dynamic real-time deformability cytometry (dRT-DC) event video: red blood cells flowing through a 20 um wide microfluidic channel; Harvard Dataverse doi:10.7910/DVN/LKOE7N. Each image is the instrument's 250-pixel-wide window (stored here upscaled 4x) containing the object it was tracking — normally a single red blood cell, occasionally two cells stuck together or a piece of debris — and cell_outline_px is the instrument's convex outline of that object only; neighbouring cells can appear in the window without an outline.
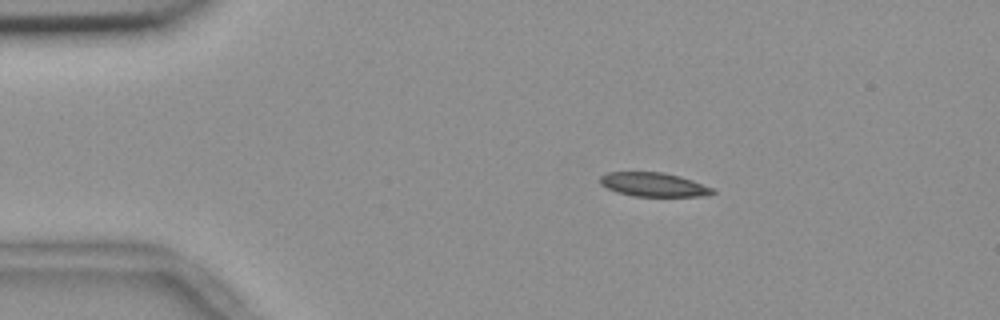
{"species": "common noctule bat (a hibernating species)", "species_latin": "Nyctalus noctula", "temperature_condition": "room temperature", "stored_images_in_passage": 6, "camera_frame_rate_fps": 3000, "um_per_image_px": 0.085, "animal": {"sex": "female", "body_mass_g": 18.4}, "frame": {"image": 1, "passage_image": 3, "time_ms": 0.667, "image_size_px": [1000, 320], "cell_outline_px": [[716, 192], [704, 196], [632, 196], [616, 192], [600, 184], [600, 176], [608, 172], [664, 172], [680, 176], [692, 180], [712, 188]], "centroid_in_image_um": [55.53, 15.69], "position_along_channel_um": 29.5, "area_um2": 15.66}}